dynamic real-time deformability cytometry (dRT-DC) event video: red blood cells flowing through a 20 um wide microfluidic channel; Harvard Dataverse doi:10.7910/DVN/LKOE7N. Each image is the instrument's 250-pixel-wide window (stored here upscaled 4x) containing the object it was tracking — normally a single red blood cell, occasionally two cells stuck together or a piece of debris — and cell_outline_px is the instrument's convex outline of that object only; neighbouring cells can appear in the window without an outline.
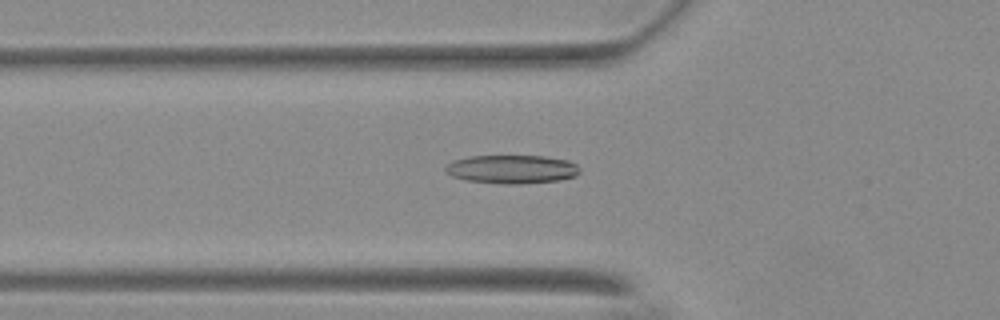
{"species": "Egyptian fruit bat (a non-hibernating species)", "species_latin": "Rousettus aegyptiacus", "temperature_condition": "warm", "stored_images_in_passage": 22, "camera_frame_rate_fps": 3000, "um_per_image_px": 0.085, "animal": {"sex": "female"}, "frame": {"image": 1, "passage_image": 5, "time_ms": 1.333, "image_size_px": [1000, 320], "cell_outline_px": [[580, 172], [576, 176], [560, 180], [520, 184], [500, 184], [468, 180], [452, 176], [444, 168], [448, 164], [456, 160], [472, 156], [544, 156], [568, 160], [576, 164], [580, 168]], "centroid_in_image_um": [43.57, 14.39], "position_along_channel_um": 82.2, "area_um2": 22.25}}
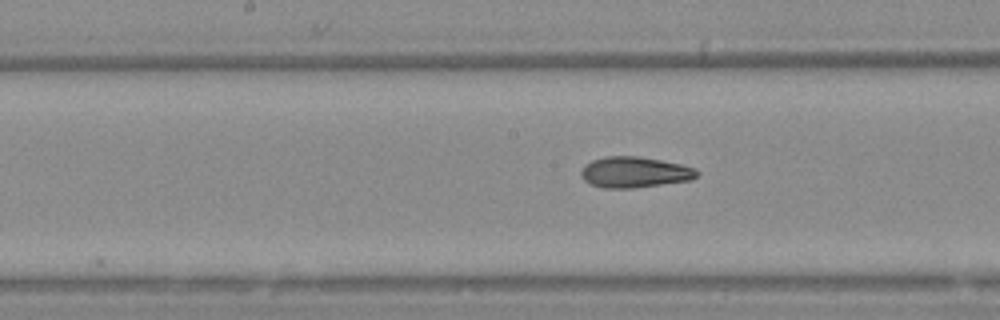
{"frame": {"image": 2, "passage_image": 14, "time_ms": 4.333, "image_size_px": [1000, 320], "cell_outline_px": [[700, 172], [692, 180], [632, 188], [604, 188], [592, 184], [584, 180], [580, 176], [580, 172], [584, 164], [592, 160], [604, 156], [636, 156], [660, 160], [680, 164], [696, 168]], "centroid_in_image_um": [53.92, 14.63], "position_along_channel_um": 194.3, "area_um2": 20.87}}
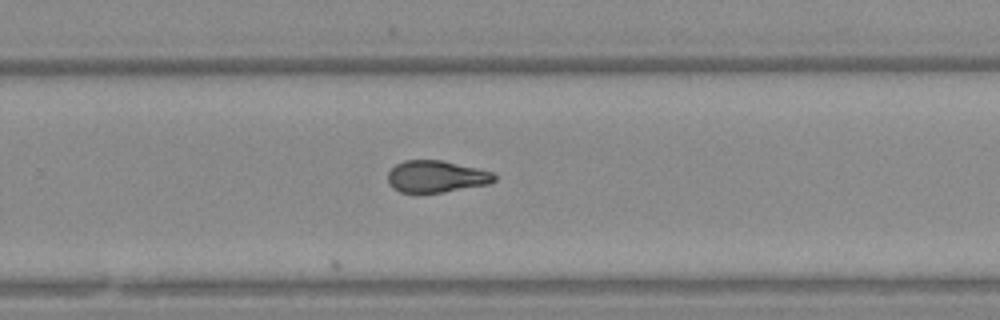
{"frame": {"image": 3, "passage_image": 22, "time_ms": 7.0, "image_size_px": [1000, 320], "cell_outline_px": [[496, 180], [488, 184], [440, 192], [400, 192], [392, 188], [388, 184], [388, 172], [396, 164], [404, 160], [440, 160], [476, 168], [492, 172], [496, 176]], "centroid_in_image_um": [37.04, 15.0], "position_along_channel_um": 292.8, "area_um2": 19.54}}